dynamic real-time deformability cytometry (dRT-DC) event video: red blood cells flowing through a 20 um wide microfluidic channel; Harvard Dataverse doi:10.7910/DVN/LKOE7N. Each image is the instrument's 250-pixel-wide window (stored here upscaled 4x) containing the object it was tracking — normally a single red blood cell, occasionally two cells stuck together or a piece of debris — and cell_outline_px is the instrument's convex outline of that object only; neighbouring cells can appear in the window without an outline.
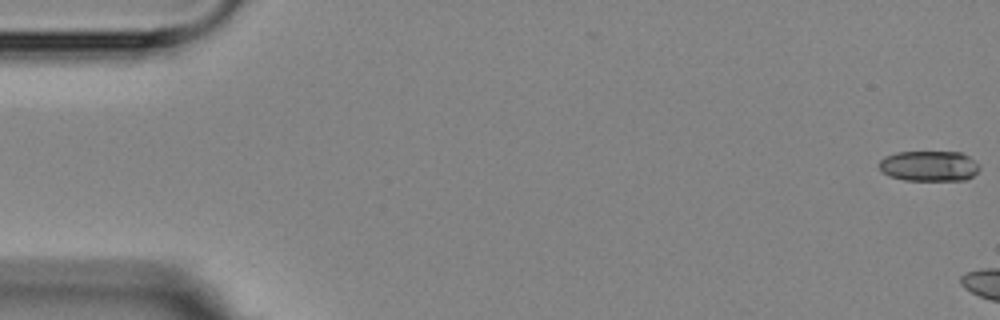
{"species": "Egyptian fruit bat (a non-hibernating species)", "species_latin": "Rousettus aegyptiacus", "temperature_condition": "room temperature", "stored_images_in_passage": 3, "camera_frame_rate_fps": 3000, "um_per_image_px": 0.085, "animal": {"sex": "female"}, "frame": {"image": 1, "passage_image": 1, "time_ms": 0.0, "image_size_px": [1000, 320], "cell_outline_px": [[980, 168], [972, 176], [964, 180], [904, 180], [888, 176], [880, 172], [876, 164], [884, 156], [896, 152], [960, 152], [968, 156]], "centroid_in_image_um": [78.87, 14.11], "position_along_channel_um": 6.1, "area_um2": 17.92}}